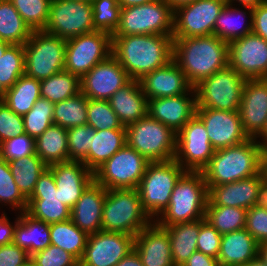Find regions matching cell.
Wrapping results in <instances>:
<instances>
[{
  "label": "cell",
  "instance_id": "1",
  "mask_svg": "<svg viewBox=\"0 0 267 266\" xmlns=\"http://www.w3.org/2000/svg\"><path fill=\"white\" fill-rule=\"evenodd\" d=\"M112 55L132 80H140L173 60V36L112 35Z\"/></svg>",
  "mask_w": 267,
  "mask_h": 266
},
{
  "label": "cell",
  "instance_id": "2",
  "mask_svg": "<svg viewBox=\"0 0 267 266\" xmlns=\"http://www.w3.org/2000/svg\"><path fill=\"white\" fill-rule=\"evenodd\" d=\"M173 60L195 86L229 65L228 43L215 35L173 38Z\"/></svg>",
  "mask_w": 267,
  "mask_h": 266
},
{
  "label": "cell",
  "instance_id": "3",
  "mask_svg": "<svg viewBox=\"0 0 267 266\" xmlns=\"http://www.w3.org/2000/svg\"><path fill=\"white\" fill-rule=\"evenodd\" d=\"M266 153L255 138L215 150L208 165L202 170L207 186L229 184L258 175L262 171Z\"/></svg>",
  "mask_w": 267,
  "mask_h": 266
},
{
  "label": "cell",
  "instance_id": "4",
  "mask_svg": "<svg viewBox=\"0 0 267 266\" xmlns=\"http://www.w3.org/2000/svg\"><path fill=\"white\" fill-rule=\"evenodd\" d=\"M208 200V186L203 173L186 171L175 184L169 206L155 222L160 227H167L203 219Z\"/></svg>",
  "mask_w": 267,
  "mask_h": 266
},
{
  "label": "cell",
  "instance_id": "5",
  "mask_svg": "<svg viewBox=\"0 0 267 266\" xmlns=\"http://www.w3.org/2000/svg\"><path fill=\"white\" fill-rule=\"evenodd\" d=\"M153 220L144 211L137 189L106 191L102 213V231L136 236Z\"/></svg>",
  "mask_w": 267,
  "mask_h": 266
},
{
  "label": "cell",
  "instance_id": "6",
  "mask_svg": "<svg viewBox=\"0 0 267 266\" xmlns=\"http://www.w3.org/2000/svg\"><path fill=\"white\" fill-rule=\"evenodd\" d=\"M186 171L173 159L165 162H150L136 188L142 207L155 221L169 206L175 184Z\"/></svg>",
  "mask_w": 267,
  "mask_h": 266
},
{
  "label": "cell",
  "instance_id": "7",
  "mask_svg": "<svg viewBox=\"0 0 267 266\" xmlns=\"http://www.w3.org/2000/svg\"><path fill=\"white\" fill-rule=\"evenodd\" d=\"M177 133L148 114L126 126V144L149 162L175 158Z\"/></svg>",
  "mask_w": 267,
  "mask_h": 266
},
{
  "label": "cell",
  "instance_id": "8",
  "mask_svg": "<svg viewBox=\"0 0 267 266\" xmlns=\"http://www.w3.org/2000/svg\"><path fill=\"white\" fill-rule=\"evenodd\" d=\"M174 9L165 0L122 8L112 35L159 34L173 36Z\"/></svg>",
  "mask_w": 267,
  "mask_h": 266
},
{
  "label": "cell",
  "instance_id": "9",
  "mask_svg": "<svg viewBox=\"0 0 267 266\" xmlns=\"http://www.w3.org/2000/svg\"><path fill=\"white\" fill-rule=\"evenodd\" d=\"M24 53V74L41 81L64 70L66 39L44 30L33 31L24 44Z\"/></svg>",
  "mask_w": 267,
  "mask_h": 266
},
{
  "label": "cell",
  "instance_id": "10",
  "mask_svg": "<svg viewBox=\"0 0 267 266\" xmlns=\"http://www.w3.org/2000/svg\"><path fill=\"white\" fill-rule=\"evenodd\" d=\"M246 78L229 65L194 86L197 108L238 111Z\"/></svg>",
  "mask_w": 267,
  "mask_h": 266
},
{
  "label": "cell",
  "instance_id": "11",
  "mask_svg": "<svg viewBox=\"0 0 267 266\" xmlns=\"http://www.w3.org/2000/svg\"><path fill=\"white\" fill-rule=\"evenodd\" d=\"M149 163L126 144L94 171V181L106 190L136 189Z\"/></svg>",
  "mask_w": 267,
  "mask_h": 266
},
{
  "label": "cell",
  "instance_id": "12",
  "mask_svg": "<svg viewBox=\"0 0 267 266\" xmlns=\"http://www.w3.org/2000/svg\"><path fill=\"white\" fill-rule=\"evenodd\" d=\"M112 54V35L95 30L66 40L64 70L80 79Z\"/></svg>",
  "mask_w": 267,
  "mask_h": 266
},
{
  "label": "cell",
  "instance_id": "13",
  "mask_svg": "<svg viewBox=\"0 0 267 266\" xmlns=\"http://www.w3.org/2000/svg\"><path fill=\"white\" fill-rule=\"evenodd\" d=\"M95 30L91 2L51 1L45 32L67 40Z\"/></svg>",
  "mask_w": 267,
  "mask_h": 266
},
{
  "label": "cell",
  "instance_id": "14",
  "mask_svg": "<svg viewBox=\"0 0 267 266\" xmlns=\"http://www.w3.org/2000/svg\"><path fill=\"white\" fill-rule=\"evenodd\" d=\"M214 153L215 149L210 143L206 127L195 114L177 132L174 160L185 171L202 172Z\"/></svg>",
  "mask_w": 267,
  "mask_h": 266
},
{
  "label": "cell",
  "instance_id": "15",
  "mask_svg": "<svg viewBox=\"0 0 267 266\" xmlns=\"http://www.w3.org/2000/svg\"><path fill=\"white\" fill-rule=\"evenodd\" d=\"M226 0H195L174 9L173 38L213 35L215 21Z\"/></svg>",
  "mask_w": 267,
  "mask_h": 266
},
{
  "label": "cell",
  "instance_id": "16",
  "mask_svg": "<svg viewBox=\"0 0 267 266\" xmlns=\"http://www.w3.org/2000/svg\"><path fill=\"white\" fill-rule=\"evenodd\" d=\"M229 66L246 79L267 78V41L251 32L228 44Z\"/></svg>",
  "mask_w": 267,
  "mask_h": 266
},
{
  "label": "cell",
  "instance_id": "17",
  "mask_svg": "<svg viewBox=\"0 0 267 266\" xmlns=\"http://www.w3.org/2000/svg\"><path fill=\"white\" fill-rule=\"evenodd\" d=\"M135 236L120 232L98 231L88 235L79 266H116L134 250Z\"/></svg>",
  "mask_w": 267,
  "mask_h": 266
},
{
  "label": "cell",
  "instance_id": "18",
  "mask_svg": "<svg viewBox=\"0 0 267 266\" xmlns=\"http://www.w3.org/2000/svg\"><path fill=\"white\" fill-rule=\"evenodd\" d=\"M26 213L32 218L51 224L71 219V209L61 203L52 171L47 168L28 198Z\"/></svg>",
  "mask_w": 267,
  "mask_h": 266
},
{
  "label": "cell",
  "instance_id": "19",
  "mask_svg": "<svg viewBox=\"0 0 267 266\" xmlns=\"http://www.w3.org/2000/svg\"><path fill=\"white\" fill-rule=\"evenodd\" d=\"M132 79L111 54L80 79L81 93L88 99L108 100Z\"/></svg>",
  "mask_w": 267,
  "mask_h": 266
},
{
  "label": "cell",
  "instance_id": "20",
  "mask_svg": "<svg viewBox=\"0 0 267 266\" xmlns=\"http://www.w3.org/2000/svg\"><path fill=\"white\" fill-rule=\"evenodd\" d=\"M196 115L205 125L210 143L215 150L234 146L249 139L243 129L239 111L196 108Z\"/></svg>",
  "mask_w": 267,
  "mask_h": 266
},
{
  "label": "cell",
  "instance_id": "21",
  "mask_svg": "<svg viewBox=\"0 0 267 266\" xmlns=\"http://www.w3.org/2000/svg\"><path fill=\"white\" fill-rule=\"evenodd\" d=\"M265 188L263 172L229 184L208 186L207 206L239 207L246 210L262 201Z\"/></svg>",
  "mask_w": 267,
  "mask_h": 266
},
{
  "label": "cell",
  "instance_id": "22",
  "mask_svg": "<svg viewBox=\"0 0 267 266\" xmlns=\"http://www.w3.org/2000/svg\"><path fill=\"white\" fill-rule=\"evenodd\" d=\"M238 111L245 133L256 138L267 121V78L247 79Z\"/></svg>",
  "mask_w": 267,
  "mask_h": 266
},
{
  "label": "cell",
  "instance_id": "23",
  "mask_svg": "<svg viewBox=\"0 0 267 266\" xmlns=\"http://www.w3.org/2000/svg\"><path fill=\"white\" fill-rule=\"evenodd\" d=\"M196 108L193 88L183 95L148 99L147 114L177 133L196 114Z\"/></svg>",
  "mask_w": 267,
  "mask_h": 266
},
{
  "label": "cell",
  "instance_id": "24",
  "mask_svg": "<svg viewBox=\"0 0 267 266\" xmlns=\"http://www.w3.org/2000/svg\"><path fill=\"white\" fill-rule=\"evenodd\" d=\"M48 168L53 173L61 203L70 209L94 181V172L82 162L65 161L52 164Z\"/></svg>",
  "mask_w": 267,
  "mask_h": 266
},
{
  "label": "cell",
  "instance_id": "25",
  "mask_svg": "<svg viewBox=\"0 0 267 266\" xmlns=\"http://www.w3.org/2000/svg\"><path fill=\"white\" fill-rule=\"evenodd\" d=\"M139 83L147 99L183 95L194 88L174 60L147 73Z\"/></svg>",
  "mask_w": 267,
  "mask_h": 266
},
{
  "label": "cell",
  "instance_id": "26",
  "mask_svg": "<svg viewBox=\"0 0 267 266\" xmlns=\"http://www.w3.org/2000/svg\"><path fill=\"white\" fill-rule=\"evenodd\" d=\"M134 250L143 266H175L172 261L169 234L155 221L135 236Z\"/></svg>",
  "mask_w": 267,
  "mask_h": 266
},
{
  "label": "cell",
  "instance_id": "27",
  "mask_svg": "<svg viewBox=\"0 0 267 266\" xmlns=\"http://www.w3.org/2000/svg\"><path fill=\"white\" fill-rule=\"evenodd\" d=\"M106 189L93 181L71 209V220L87 235L102 230V213Z\"/></svg>",
  "mask_w": 267,
  "mask_h": 266
},
{
  "label": "cell",
  "instance_id": "28",
  "mask_svg": "<svg viewBox=\"0 0 267 266\" xmlns=\"http://www.w3.org/2000/svg\"><path fill=\"white\" fill-rule=\"evenodd\" d=\"M107 101L125 127L147 115L148 99L139 80H131Z\"/></svg>",
  "mask_w": 267,
  "mask_h": 266
},
{
  "label": "cell",
  "instance_id": "29",
  "mask_svg": "<svg viewBox=\"0 0 267 266\" xmlns=\"http://www.w3.org/2000/svg\"><path fill=\"white\" fill-rule=\"evenodd\" d=\"M259 254V244L244 228L222 235L219 266H243Z\"/></svg>",
  "mask_w": 267,
  "mask_h": 266
},
{
  "label": "cell",
  "instance_id": "30",
  "mask_svg": "<svg viewBox=\"0 0 267 266\" xmlns=\"http://www.w3.org/2000/svg\"><path fill=\"white\" fill-rule=\"evenodd\" d=\"M12 243L32 256L51 245L50 224L36 220L26 212L19 213Z\"/></svg>",
  "mask_w": 267,
  "mask_h": 266
},
{
  "label": "cell",
  "instance_id": "31",
  "mask_svg": "<svg viewBox=\"0 0 267 266\" xmlns=\"http://www.w3.org/2000/svg\"><path fill=\"white\" fill-rule=\"evenodd\" d=\"M245 8L248 11H246ZM246 18H248V20H246ZM251 32L252 8L244 7L243 10H241V8H237V6L234 7V5L226 3L215 21L213 35L229 44Z\"/></svg>",
  "mask_w": 267,
  "mask_h": 266
},
{
  "label": "cell",
  "instance_id": "32",
  "mask_svg": "<svg viewBox=\"0 0 267 266\" xmlns=\"http://www.w3.org/2000/svg\"><path fill=\"white\" fill-rule=\"evenodd\" d=\"M125 145L126 130H95L88 155L82 163L94 172Z\"/></svg>",
  "mask_w": 267,
  "mask_h": 266
},
{
  "label": "cell",
  "instance_id": "33",
  "mask_svg": "<svg viewBox=\"0 0 267 266\" xmlns=\"http://www.w3.org/2000/svg\"><path fill=\"white\" fill-rule=\"evenodd\" d=\"M35 154L47 165L69 161L67 129L51 125L35 139Z\"/></svg>",
  "mask_w": 267,
  "mask_h": 266
},
{
  "label": "cell",
  "instance_id": "34",
  "mask_svg": "<svg viewBox=\"0 0 267 266\" xmlns=\"http://www.w3.org/2000/svg\"><path fill=\"white\" fill-rule=\"evenodd\" d=\"M169 234L172 261L182 266L197 251V238L200 231V219L188 223H179L163 227Z\"/></svg>",
  "mask_w": 267,
  "mask_h": 266
},
{
  "label": "cell",
  "instance_id": "35",
  "mask_svg": "<svg viewBox=\"0 0 267 266\" xmlns=\"http://www.w3.org/2000/svg\"><path fill=\"white\" fill-rule=\"evenodd\" d=\"M39 98H41L40 81L24 74L6 90L3 101L13 112L24 116Z\"/></svg>",
  "mask_w": 267,
  "mask_h": 266
},
{
  "label": "cell",
  "instance_id": "36",
  "mask_svg": "<svg viewBox=\"0 0 267 266\" xmlns=\"http://www.w3.org/2000/svg\"><path fill=\"white\" fill-rule=\"evenodd\" d=\"M8 165L15 183L27 199L32 195L39 176L48 168L36 154L11 160Z\"/></svg>",
  "mask_w": 267,
  "mask_h": 266
},
{
  "label": "cell",
  "instance_id": "37",
  "mask_svg": "<svg viewBox=\"0 0 267 266\" xmlns=\"http://www.w3.org/2000/svg\"><path fill=\"white\" fill-rule=\"evenodd\" d=\"M32 30L10 0H0V39L10 44L24 45Z\"/></svg>",
  "mask_w": 267,
  "mask_h": 266
},
{
  "label": "cell",
  "instance_id": "38",
  "mask_svg": "<svg viewBox=\"0 0 267 266\" xmlns=\"http://www.w3.org/2000/svg\"><path fill=\"white\" fill-rule=\"evenodd\" d=\"M51 244L71 253L78 260L83 256L88 235L73 221L67 220L50 224Z\"/></svg>",
  "mask_w": 267,
  "mask_h": 266
},
{
  "label": "cell",
  "instance_id": "39",
  "mask_svg": "<svg viewBox=\"0 0 267 266\" xmlns=\"http://www.w3.org/2000/svg\"><path fill=\"white\" fill-rule=\"evenodd\" d=\"M81 92L80 78L62 70L51 77L40 81L41 98L53 104L66 100Z\"/></svg>",
  "mask_w": 267,
  "mask_h": 266
},
{
  "label": "cell",
  "instance_id": "40",
  "mask_svg": "<svg viewBox=\"0 0 267 266\" xmlns=\"http://www.w3.org/2000/svg\"><path fill=\"white\" fill-rule=\"evenodd\" d=\"M88 98L78 94L54 104L53 123L63 128L87 124Z\"/></svg>",
  "mask_w": 267,
  "mask_h": 266
},
{
  "label": "cell",
  "instance_id": "41",
  "mask_svg": "<svg viewBox=\"0 0 267 266\" xmlns=\"http://www.w3.org/2000/svg\"><path fill=\"white\" fill-rule=\"evenodd\" d=\"M247 210L229 206H207L205 220L221 235L244 229Z\"/></svg>",
  "mask_w": 267,
  "mask_h": 266
},
{
  "label": "cell",
  "instance_id": "42",
  "mask_svg": "<svg viewBox=\"0 0 267 266\" xmlns=\"http://www.w3.org/2000/svg\"><path fill=\"white\" fill-rule=\"evenodd\" d=\"M25 53L24 45L11 44L0 58V84L10 89L24 75Z\"/></svg>",
  "mask_w": 267,
  "mask_h": 266
},
{
  "label": "cell",
  "instance_id": "43",
  "mask_svg": "<svg viewBox=\"0 0 267 266\" xmlns=\"http://www.w3.org/2000/svg\"><path fill=\"white\" fill-rule=\"evenodd\" d=\"M0 204L15 212H26L28 199L21 193L11 174L8 162L0 157ZM18 209V210H17Z\"/></svg>",
  "mask_w": 267,
  "mask_h": 266
},
{
  "label": "cell",
  "instance_id": "44",
  "mask_svg": "<svg viewBox=\"0 0 267 266\" xmlns=\"http://www.w3.org/2000/svg\"><path fill=\"white\" fill-rule=\"evenodd\" d=\"M54 104L39 98L32 109L23 116L25 133L36 139L53 125Z\"/></svg>",
  "mask_w": 267,
  "mask_h": 266
},
{
  "label": "cell",
  "instance_id": "45",
  "mask_svg": "<svg viewBox=\"0 0 267 266\" xmlns=\"http://www.w3.org/2000/svg\"><path fill=\"white\" fill-rule=\"evenodd\" d=\"M87 125L94 130H126L107 100L88 99Z\"/></svg>",
  "mask_w": 267,
  "mask_h": 266
},
{
  "label": "cell",
  "instance_id": "46",
  "mask_svg": "<svg viewBox=\"0 0 267 266\" xmlns=\"http://www.w3.org/2000/svg\"><path fill=\"white\" fill-rule=\"evenodd\" d=\"M32 31L44 30L52 0H10Z\"/></svg>",
  "mask_w": 267,
  "mask_h": 266
},
{
  "label": "cell",
  "instance_id": "47",
  "mask_svg": "<svg viewBox=\"0 0 267 266\" xmlns=\"http://www.w3.org/2000/svg\"><path fill=\"white\" fill-rule=\"evenodd\" d=\"M91 4L94 28L112 35L120 21L122 8L118 4V0H92Z\"/></svg>",
  "mask_w": 267,
  "mask_h": 266
},
{
  "label": "cell",
  "instance_id": "48",
  "mask_svg": "<svg viewBox=\"0 0 267 266\" xmlns=\"http://www.w3.org/2000/svg\"><path fill=\"white\" fill-rule=\"evenodd\" d=\"M95 130L85 124L67 129L69 161L83 162L91 147Z\"/></svg>",
  "mask_w": 267,
  "mask_h": 266
},
{
  "label": "cell",
  "instance_id": "49",
  "mask_svg": "<svg viewBox=\"0 0 267 266\" xmlns=\"http://www.w3.org/2000/svg\"><path fill=\"white\" fill-rule=\"evenodd\" d=\"M35 154V139L24 133L0 144V157L7 162Z\"/></svg>",
  "mask_w": 267,
  "mask_h": 266
},
{
  "label": "cell",
  "instance_id": "50",
  "mask_svg": "<svg viewBox=\"0 0 267 266\" xmlns=\"http://www.w3.org/2000/svg\"><path fill=\"white\" fill-rule=\"evenodd\" d=\"M31 258L37 266H79V260L74 255L52 244Z\"/></svg>",
  "mask_w": 267,
  "mask_h": 266
},
{
  "label": "cell",
  "instance_id": "51",
  "mask_svg": "<svg viewBox=\"0 0 267 266\" xmlns=\"http://www.w3.org/2000/svg\"><path fill=\"white\" fill-rule=\"evenodd\" d=\"M24 133L23 116L13 112L3 100L0 101V144Z\"/></svg>",
  "mask_w": 267,
  "mask_h": 266
},
{
  "label": "cell",
  "instance_id": "52",
  "mask_svg": "<svg viewBox=\"0 0 267 266\" xmlns=\"http://www.w3.org/2000/svg\"><path fill=\"white\" fill-rule=\"evenodd\" d=\"M245 229L261 245L267 242V207L262 203L255 205L246 212Z\"/></svg>",
  "mask_w": 267,
  "mask_h": 266
},
{
  "label": "cell",
  "instance_id": "53",
  "mask_svg": "<svg viewBox=\"0 0 267 266\" xmlns=\"http://www.w3.org/2000/svg\"><path fill=\"white\" fill-rule=\"evenodd\" d=\"M222 235L205 218L200 219L197 251L218 258Z\"/></svg>",
  "mask_w": 267,
  "mask_h": 266
},
{
  "label": "cell",
  "instance_id": "54",
  "mask_svg": "<svg viewBox=\"0 0 267 266\" xmlns=\"http://www.w3.org/2000/svg\"><path fill=\"white\" fill-rule=\"evenodd\" d=\"M31 256L13 243L0 246V266H22Z\"/></svg>",
  "mask_w": 267,
  "mask_h": 266
},
{
  "label": "cell",
  "instance_id": "55",
  "mask_svg": "<svg viewBox=\"0 0 267 266\" xmlns=\"http://www.w3.org/2000/svg\"><path fill=\"white\" fill-rule=\"evenodd\" d=\"M252 32L267 41V0L252 9Z\"/></svg>",
  "mask_w": 267,
  "mask_h": 266
},
{
  "label": "cell",
  "instance_id": "56",
  "mask_svg": "<svg viewBox=\"0 0 267 266\" xmlns=\"http://www.w3.org/2000/svg\"><path fill=\"white\" fill-rule=\"evenodd\" d=\"M19 221V214L16 217V220L13 224H11L8 216L5 212L0 216V246L10 244L13 242L14 231L16 224Z\"/></svg>",
  "mask_w": 267,
  "mask_h": 266
},
{
  "label": "cell",
  "instance_id": "57",
  "mask_svg": "<svg viewBox=\"0 0 267 266\" xmlns=\"http://www.w3.org/2000/svg\"><path fill=\"white\" fill-rule=\"evenodd\" d=\"M182 266H219L218 260L210 255L195 251Z\"/></svg>",
  "mask_w": 267,
  "mask_h": 266
},
{
  "label": "cell",
  "instance_id": "58",
  "mask_svg": "<svg viewBox=\"0 0 267 266\" xmlns=\"http://www.w3.org/2000/svg\"><path fill=\"white\" fill-rule=\"evenodd\" d=\"M116 266H143L140 257L135 250L122 258Z\"/></svg>",
  "mask_w": 267,
  "mask_h": 266
},
{
  "label": "cell",
  "instance_id": "59",
  "mask_svg": "<svg viewBox=\"0 0 267 266\" xmlns=\"http://www.w3.org/2000/svg\"><path fill=\"white\" fill-rule=\"evenodd\" d=\"M265 0H226V3L231 5H241L242 7L255 8L258 4L263 3ZM239 3V4H235Z\"/></svg>",
  "mask_w": 267,
  "mask_h": 266
},
{
  "label": "cell",
  "instance_id": "60",
  "mask_svg": "<svg viewBox=\"0 0 267 266\" xmlns=\"http://www.w3.org/2000/svg\"><path fill=\"white\" fill-rule=\"evenodd\" d=\"M152 1L153 0H118V4L121 6V8H126V7L146 4Z\"/></svg>",
  "mask_w": 267,
  "mask_h": 266
},
{
  "label": "cell",
  "instance_id": "61",
  "mask_svg": "<svg viewBox=\"0 0 267 266\" xmlns=\"http://www.w3.org/2000/svg\"><path fill=\"white\" fill-rule=\"evenodd\" d=\"M255 139H256V142L267 152V121H266V125H265L264 129ZM260 139H261V141H260Z\"/></svg>",
  "mask_w": 267,
  "mask_h": 266
},
{
  "label": "cell",
  "instance_id": "62",
  "mask_svg": "<svg viewBox=\"0 0 267 266\" xmlns=\"http://www.w3.org/2000/svg\"><path fill=\"white\" fill-rule=\"evenodd\" d=\"M173 9H176L178 6L193 2L195 0H165Z\"/></svg>",
  "mask_w": 267,
  "mask_h": 266
},
{
  "label": "cell",
  "instance_id": "63",
  "mask_svg": "<svg viewBox=\"0 0 267 266\" xmlns=\"http://www.w3.org/2000/svg\"><path fill=\"white\" fill-rule=\"evenodd\" d=\"M243 266H267V264L258 255L256 258L252 259L251 261H249L247 264Z\"/></svg>",
  "mask_w": 267,
  "mask_h": 266
},
{
  "label": "cell",
  "instance_id": "64",
  "mask_svg": "<svg viewBox=\"0 0 267 266\" xmlns=\"http://www.w3.org/2000/svg\"><path fill=\"white\" fill-rule=\"evenodd\" d=\"M258 255L267 264V242L259 245V254Z\"/></svg>",
  "mask_w": 267,
  "mask_h": 266
},
{
  "label": "cell",
  "instance_id": "65",
  "mask_svg": "<svg viewBox=\"0 0 267 266\" xmlns=\"http://www.w3.org/2000/svg\"><path fill=\"white\" fill-rule=\"evenodd\" d=\"M262 172H263L264 181H265V188L267 189V153L263 159Z\"/></svg>",
  "mask_w": 267,
  "mask_h": 266
},
{
  "label": "cell",
  "instance_id": "66",
  "mask_svg": "<svg viewBox=\"0 0 267 266\" xmlns=\"http://www.w3.org/2000/svg\"><path fill=\"white\" fill-rule=\"evenodd\" d=\"M11 44L0 39V58Z\"/></svg>",
  "mask_w": 267,
  "mask_h": 266
},
{
  "label": "cell",
  "instance_id": "67",
  "mask_svg": "<svg viewBox=\"0 0 267 266\" xmlns=\"http://www.w3.org/2000/svg\"><path fill=\"white\" fill-rule=\"evenodd\" d=\"M261 203H262L265 207H267V189H266V188L263 189V193H262V201H261Z\"/></svg>",
  "mask_w": 267,
  "mask_h": 266
},
{
  "label": "cell",
  "instance_id": "68",
  "mask_svg": "<svg viewBox=\"0 0 267 266\" xmlns=\"http://www.w3.org/2000/svg\"><path fill=\"white\" fill-rule=\"evenodd\" d=\"M22 266H37L34 260L30 257Z\"/></svg>",
  "mask_w": 267,
  "mask_h": 266
},
{
  "label": "cell",
  "instance_id": "69",
  "mask_svg": "<svg viewBox=\"0 0 267 266\" xmlns=\"http://www.w3.org/2000/svg\"><path fill=\"white\" fill-rule=\"evenodd\" d=\"M5 93H6V90L0 84V101L3 100Z\"/></svg>",
  "mask_w": 267,
  "mask_h": 266
},
{
  "label": "cell",
  "instance_id": "70",
  "mask_svg": "<svg viewBox=\"0 0 267 266\" xmlns=\"http://www.w3.org/2000/svg\"><path fill=\"white\" fill-rule=\"evenodd\" d=\"M75 1H89V2H92V0H75Z\"/></svg>",
  "mask_w": 267,
  "mask_h": 266
}]
</instances>
